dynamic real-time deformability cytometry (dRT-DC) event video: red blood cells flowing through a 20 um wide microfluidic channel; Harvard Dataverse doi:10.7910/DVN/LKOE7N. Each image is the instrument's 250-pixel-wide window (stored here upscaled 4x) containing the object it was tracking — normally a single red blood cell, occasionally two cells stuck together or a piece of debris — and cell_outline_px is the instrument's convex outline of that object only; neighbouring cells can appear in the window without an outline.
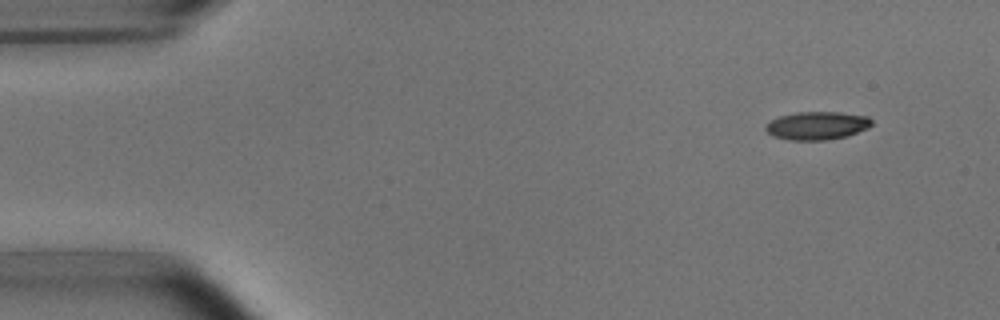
{"species": "common noctule bat (a hibernating species)", "species_latin": "Nyctalus noctula", "temperature_condition": "room temperature", "stored_images_in_passage": 6, "segment_of_instrument_passage": [2, 2], "camera_frame_rate_fps": 3000, "um_per_image_px": 0.085, "animal": {"sex": "male", "body_mass_g": 15.6}, "frame": {"image": 1, "passage_image": 6, "time_ms": 6.0, "image_size_px": [1000, 320], "cell_outline_px": [[872, 124], [868, 128], [844, 136], [824, 140], [788, 140], [772, 136], [764, 128], [772, 120], [780, 116], [796, 112], [840, 112], [868, 116], [872, 120]], "centroid_in_image_um": [69.44, 10.67], "position_along_channel_um": 15.6, "area_um2": 17.22}}